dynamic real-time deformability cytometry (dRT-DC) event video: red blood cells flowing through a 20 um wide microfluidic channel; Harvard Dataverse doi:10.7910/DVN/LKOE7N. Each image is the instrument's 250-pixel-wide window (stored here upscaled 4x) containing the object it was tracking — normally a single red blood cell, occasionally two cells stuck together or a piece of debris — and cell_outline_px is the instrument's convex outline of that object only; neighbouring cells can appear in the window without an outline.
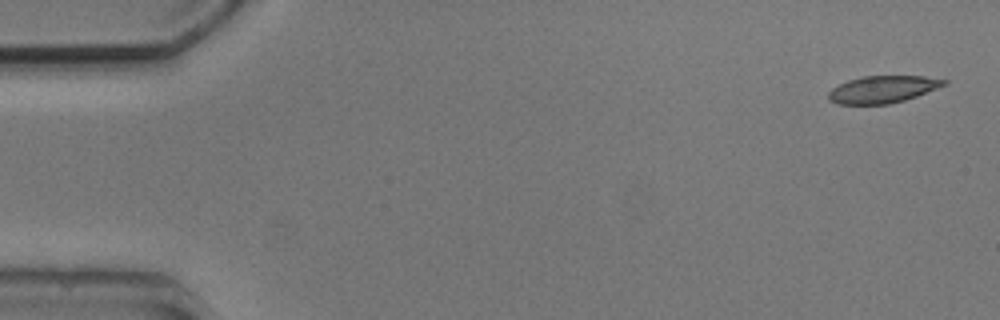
{"species": "common noctule bat (a hibernating species)", "species_latin": "Nyctalus noctula", "temperature_condition": "cold", "stored_images_in_passage": 4, "camera_frame_rate_fps": 3000, "um_per_image_px": 0.085, "animal": {"sex": "male", "body_mass_g": 20.5, "forearm_length_mm": 52.5}, "frame": {"image": 1, "passage_image": 1, "time_ms": 0.0, "image_size_px": [1000, 320], "cell_outline_px": [[948, 84], [916, 96], [904, 100], [888, 104], [840, 104], [828, 100], [828, 92], [832, 88], [848, 80], [864, 76], [924, 76], [948, 80]], "centroid_in_image_um": [75.04, 7.59], "position_along_channel_um": 10.0, "area_um2": 18.21}}
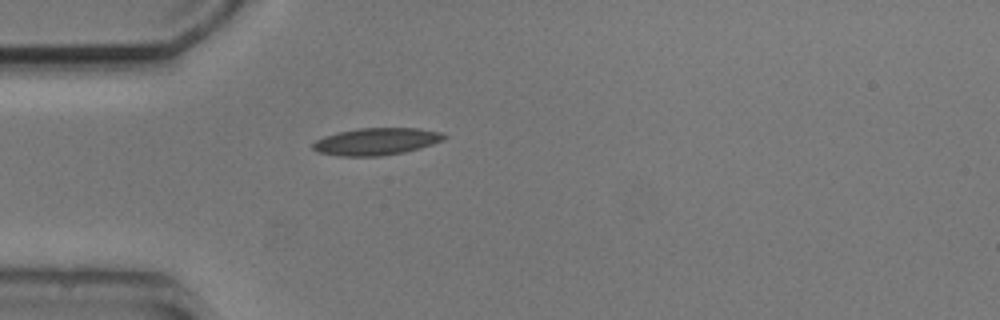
{"frame": {"image": 2, "passage_image": 4, "time_ms": 4.333, "image_size_px": [1000, 320], "cell_outline_px": [[448, 136], [444, 140], [420, 148], [404, 152], [380, 156], [340, 156], [316, 152], [312, 148], [312, 144], [316, 140], [324, 136], [356, 128], [420, 128], [440, 132]], "centroid_in_image_um": [31.99, 12.02], "position_along_channel_um": 53.0, "area_um2": 20.81}}